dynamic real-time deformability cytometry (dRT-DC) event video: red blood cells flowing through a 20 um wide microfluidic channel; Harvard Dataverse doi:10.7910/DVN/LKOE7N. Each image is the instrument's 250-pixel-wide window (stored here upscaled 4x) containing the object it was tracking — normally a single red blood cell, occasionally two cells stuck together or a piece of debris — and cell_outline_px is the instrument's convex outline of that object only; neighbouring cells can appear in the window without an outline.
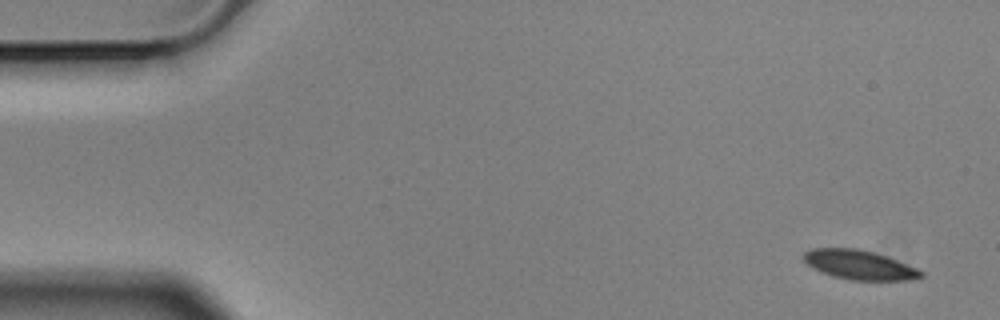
{"species": "Egyptian fruit bat (a non-hibernating species)", "species_latin": "Rousettus aegyptiacus", "temperature_condition": "cold", "stored_images_in_passage": 6, "camera_frame_rate_fps": 3000, "um_per_image_px": 0.085, "animal": {"sex": "male"}, "frame": {"image": 1, "passage_image": 1, "time_ms": 0.0, "image_size_px": [1000, 320], "cell_outline_px": [[924, 276], [908, 280], [852, 280], [832, 276], [812, 268], [800, 256], [804, 252], [812, 248], [860, 248], [896, 260], [916, 268], [924, 272]], "centroid_in_image_um": [72.99, 22.51], "position_along_channel_um": 12.0, "area_um2": 20.0}}
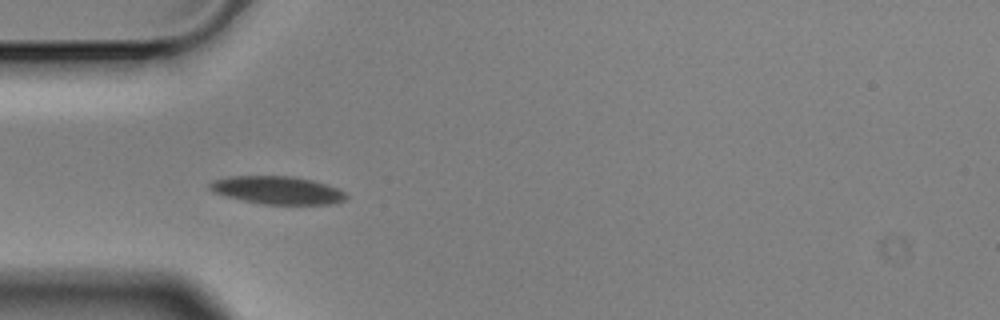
{"frame": {"image": 2, "passage_image": 5, "time_ms": 1.333, "image_size_px": [1000, 320], "cell_outline_px": [[348, 196], [344, 200], [336, 204], [264, 204], [244, 200], [212, 192], [208, 188], [208, 184], [212, 180], [228, 176], [288, 176], [312, 180], [336, 188], [344, 192]], "centroid_in_image_um": [23.55, 16.16], "position_along_channel_um": 61.5, "area_um2": 22.02}}
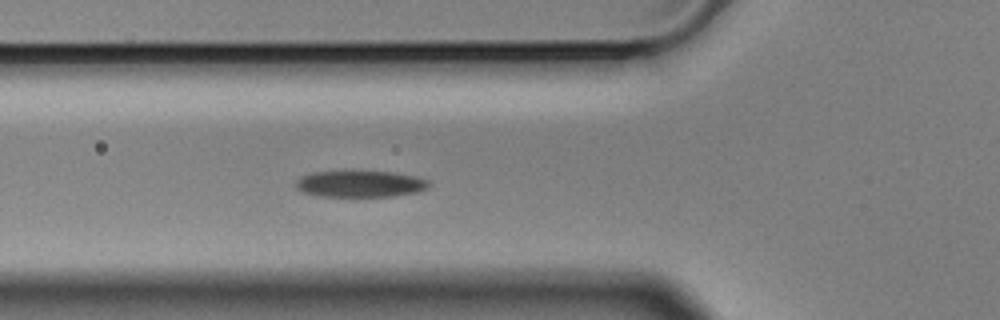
{"frame": {"image": 3, "passage_image": 6, "time_ms": 1.667, "image_size_px": [1000, 320], "cell_outline_px": [[432, 184], [428, 188], [416, 192], [396, 196], [320, 196], [304, 192], [296, 188], [296, 180], [300, 176], [312, 172], [352, 168], [392, 172], [416, 176], [428, 180]], "centroid_in_image_um": [30.61, 15.57], "position_along_channel_um": 95.2, "area_um2": 21.56}}